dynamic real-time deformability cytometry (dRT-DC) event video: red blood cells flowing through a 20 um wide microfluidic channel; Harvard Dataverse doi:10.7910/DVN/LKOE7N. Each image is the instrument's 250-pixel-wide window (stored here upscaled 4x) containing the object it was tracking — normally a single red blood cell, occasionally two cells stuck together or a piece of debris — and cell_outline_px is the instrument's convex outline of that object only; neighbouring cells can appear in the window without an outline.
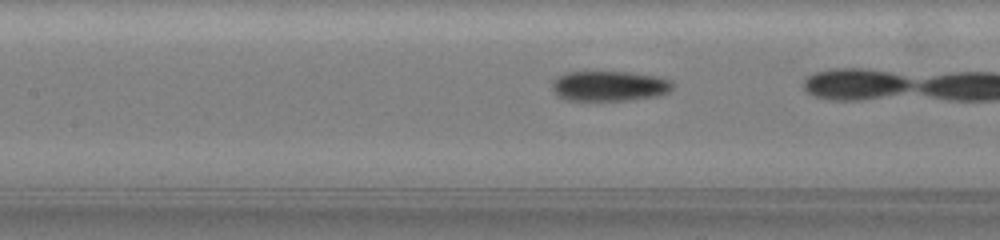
{"species": "common noctule bat (a hibernating species)", "species_latin": "Nyctalus noctula", "temperature_condition": "warm", "stored_images_in_passage": 8, "camera_frame_rate_fps": 3000, "um_per_image_px": 0.085, "animal": {"sex": "female", "body_mass_g": 19.5, "forearm_length_mm": 54.1}, "frame": {"image": 1, "passage_image": 7, "time_ms": 2.0, "image_size_px": [1000, 240], "cell_outline_px": [[672, 88], [668, 92], [656, 96], [628, 100], [564, 100], [552, 88], [552, 80], [556, 76], [564, 72], [632, 72], [660, 76], [672, 80]], "centroid_in_image_um": [51.8, 7.29], "position_along_channel_um": 155.6, "area_um2": 21.33}}